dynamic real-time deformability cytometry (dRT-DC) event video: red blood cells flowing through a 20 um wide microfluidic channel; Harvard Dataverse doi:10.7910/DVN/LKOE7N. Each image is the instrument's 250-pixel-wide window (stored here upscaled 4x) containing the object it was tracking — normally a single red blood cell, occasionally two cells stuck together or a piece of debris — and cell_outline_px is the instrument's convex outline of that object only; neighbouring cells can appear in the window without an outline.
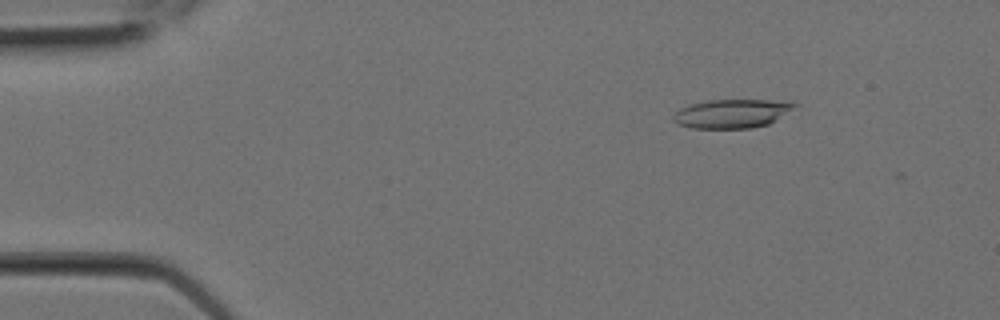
{"species": "Egyptian fruit bat (a non-hibernating species)", "species_latin": "Rousettus aegyptiacus", "temperature_condition": "room temperature", "stored_images_in_passage": 6, "camera_frame_rate_fps": 3000, "um_per_image_px": 0.085, "animal": {"sex": "female"}, "frame": {"image": 1, "passage_image": 3, "time_ms": 0.667, "image_size_px": [1000, 320], "cell_outline_px": [[796, 104], [792, 108], [776, 120], [768, 124], [752, 128], [692, 128], [676, 124], [672, 120], [672, 116], [680, 108], [692, 104], [708, 100], [768, 100]], "centroid_in_image_um": [62.11, 9.67], "position_along_channel_um": 22.9, "area_um2": 20.0}}